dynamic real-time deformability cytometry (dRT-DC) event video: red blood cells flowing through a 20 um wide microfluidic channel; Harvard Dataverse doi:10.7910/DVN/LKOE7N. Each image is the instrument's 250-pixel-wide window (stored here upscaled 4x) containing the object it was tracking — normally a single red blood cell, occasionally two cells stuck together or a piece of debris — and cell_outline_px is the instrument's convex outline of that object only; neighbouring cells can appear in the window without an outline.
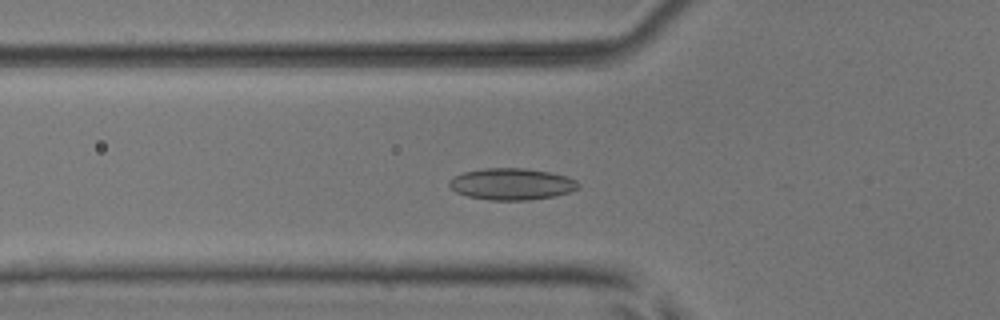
{"species": "common noctule bat (a hibernating species)", "species_latin": "Nyctalus noctula", "temperature_condition": "room temperature", "stored_images_in_passage": 37, "camera_frame_rate_fps": 3000, "um_per_image_px": 0.085, "animal": {"sex": "male", "body_mass_g": 17.9, "forearm_length_mm": 54.2}, "frame": {"image": 1, "passage_image": 10, "time_ms": 3.0, "image_size_px": [1000, 320], "cell_outline_px": [[580, 184], [576, 188], [568, 192], [556, 196], [528, 200], [488, 200], [468, 196], [456, 192], [448, 184], [448, 180], [452, 176], [464, 172], [484, 168], [524, 168], [548, 172], [568, 176], [576, 180]], "centroid_in_image_um": [43.46, 15.64], "position_along_channel_um": 82.3, "area_um2": 23.81}}
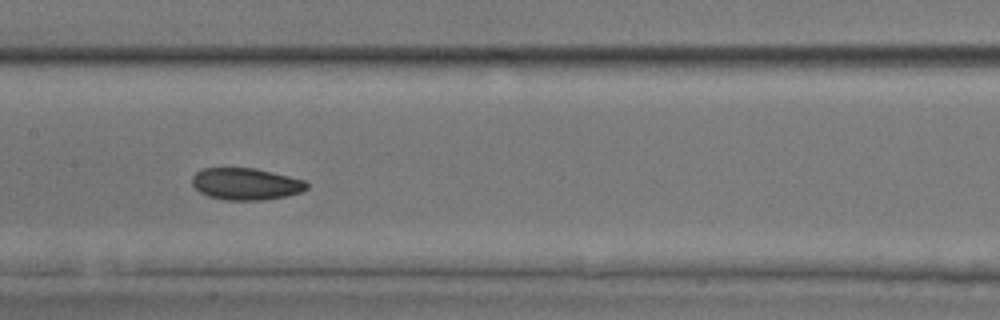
{"frame": {"image": 2, "passage_image": 18, "time_ms": 5.667, "image_size_px": [1000, 320], "cell_outline_px": [[308, 188], [300, 192], [284, 196], [264, 200], [224, 200], [208, 196], [200, 192], [192, 184], [192, 176], [196, 172], [204, 168], [256, 168], [304, 180], [308, 184]], "centroid_in_image_um": [20.88, 15.63], "position_along_channel_um": 186.5, "area_um2": 21.21}}
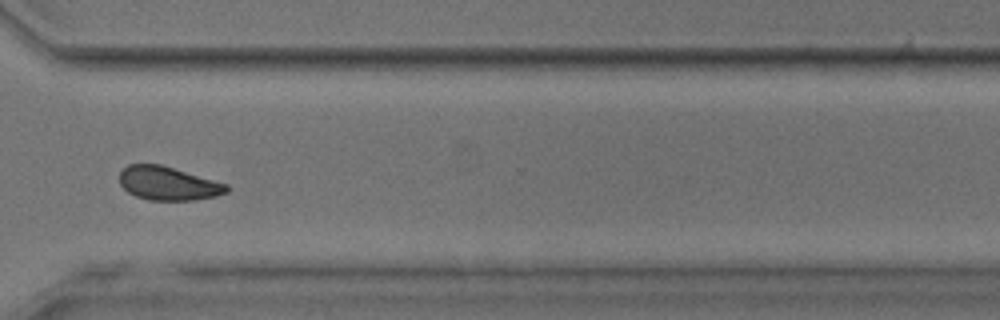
{"frame": {"image": 3, "passage_image": 31, "time_ms": 10.0, "image_size_px": [1000, 320], "cell_outline_px": [[228, 192], [216, 196], [196, 200], [148, 200], [136, 196], [128, 192], [120, 184], [120, 172], [128, 164], [160, 164], [228, 184]], "centroid_in_image_um": [14.29, 15.59], "position_along_channel_um": 356.3, "area_um2": 20.92}, "authors_computed_cell_mechanics": {"area_um2": 22.0218, "velocity_mm_per_s": 3.9113, "shape_relaxation_time_tau1_ms": 4.1543, "shape_relaxation_time_tau2_ms": 3.0465, "deformation_change_tau1": 0.0764, "deformation_change_tau2": 0.0704}}